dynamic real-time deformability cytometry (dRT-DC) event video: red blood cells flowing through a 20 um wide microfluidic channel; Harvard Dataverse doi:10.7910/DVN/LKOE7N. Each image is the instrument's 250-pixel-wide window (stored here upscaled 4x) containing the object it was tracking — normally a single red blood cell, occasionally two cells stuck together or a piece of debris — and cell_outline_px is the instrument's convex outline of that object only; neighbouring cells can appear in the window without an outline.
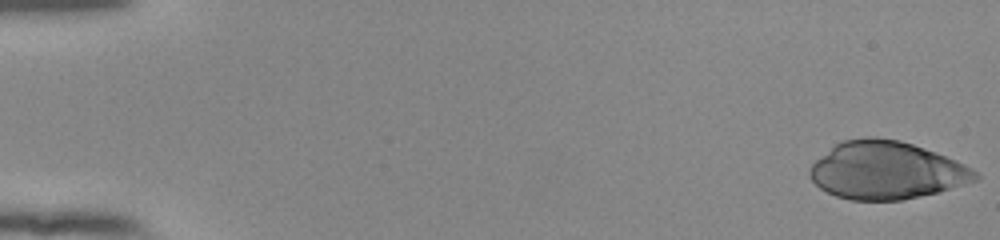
{"species": "human", "species_latin": "Homo sapiens", "temperature_condition": "room temperature", "stored_images_in_passage": 53, "camera_frame_rate_fps": 3000, "um_per_image_px": 0.085, "donor": {"sex": "female"}, "frame": {"image": 1, "passage_image": 1, "time_ms": 0.0, "image_size_px": [1000, 240], "cell_outline_px": [[980, 176], [976, 180], [940, 192], [904, 200], [852, 200], [836, 196], [820, 188], [808, 176], [808, 172], [812, 164], [816, 160], [836, 144], [844, 140], [864, 136], [868, 136], [900, 140], [924, 148], [956, 160], [972, 168]], "centroid_in_image_um": [75.34, 14.49], "position_along_channel_um": 9.7, "area_um2": 55.55}}